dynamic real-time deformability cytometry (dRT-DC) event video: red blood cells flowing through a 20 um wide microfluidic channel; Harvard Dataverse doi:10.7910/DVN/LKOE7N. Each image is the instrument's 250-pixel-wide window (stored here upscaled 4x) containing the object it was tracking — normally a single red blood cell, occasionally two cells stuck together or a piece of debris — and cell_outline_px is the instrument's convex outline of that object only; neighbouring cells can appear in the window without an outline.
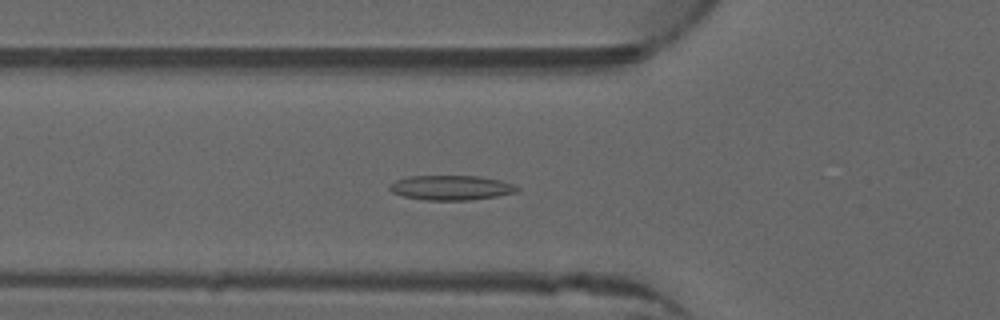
{"species": "common noctule bat (a hibernating species)", "species_latin": "Nyctalus noctula", "temperature_condition": "warm", "stored_images_in_passage": 51, "camera_frame_rate_fps": 3000, "um_per_image_px": 0.085, "animal": {"sex": "male", "forearm_length_mm": 52.5}, "frame": {"image": 1, "passage_image": 18, "time_ms": 5.667, "image_size_px": [1000, 320], "cell_outline_px": [[520, 188], [516, 192], [496, 196], [468, 200], [424, 200], [404, 196], [392, 192], [388, 188], [396, 180], [408, 176], [480, 176], [500, 180], [512, 184]], "centroid_in_image_um": [38.34, 15.95], "position_along_channel_um": 87.5, "area_um2": 18.21}}
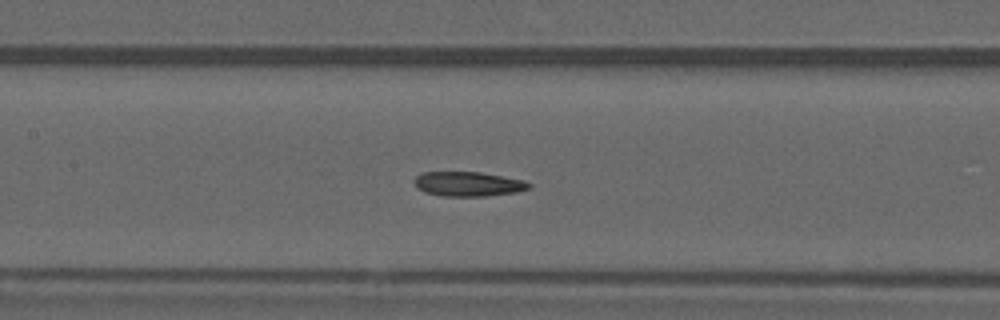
{"frame": {"image": 2, "passage_image": 24, "time_ms": 7.667, "image_size_px": [1000, 320], "cell_outline_px": [[532, 184], [528, 188], [516, 192], [484, 196], [440, 196], [424, 192], [416, 188], [412, 180], [420, 172], [480, 172], [524, 180]], "centroid_in_image_um": [39.72, 15.63], "position_along_channel_um": 167.7, "area_um2": 16.53}}
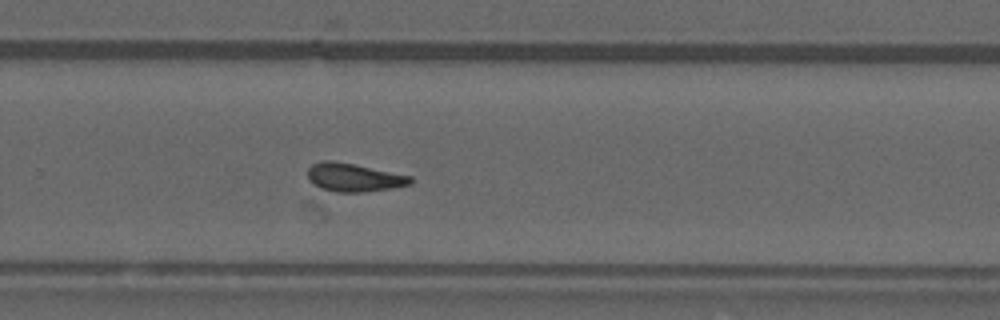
{"frame": {"image": 3, "passage_image": 34, "time_ms": 11.0, "image_size_px": [1000, 320], "cell_outline_px": [[412, 184], [392, 188], [364, 192], [336, 192], [320, 188], [308, 180], [308, 168], [312, 164], [324, 160], [332, 160], [412, 176]], "centroid_in_image_um": [30.06, 15.09], "position_along_channel_um": 299.7, "area_um2": 16.88}, "authors_computed_cell_mechanics": {"area_um2": 16.9354, "velocity_mm_per_s": 3.9792, "shape_relaxation_time_tau1_ms": null, "shape_relaxation_time_tau2_ms": 2.9986, "deformation_change_tau1": null, "deformation_change_tau2": 0.0984}}